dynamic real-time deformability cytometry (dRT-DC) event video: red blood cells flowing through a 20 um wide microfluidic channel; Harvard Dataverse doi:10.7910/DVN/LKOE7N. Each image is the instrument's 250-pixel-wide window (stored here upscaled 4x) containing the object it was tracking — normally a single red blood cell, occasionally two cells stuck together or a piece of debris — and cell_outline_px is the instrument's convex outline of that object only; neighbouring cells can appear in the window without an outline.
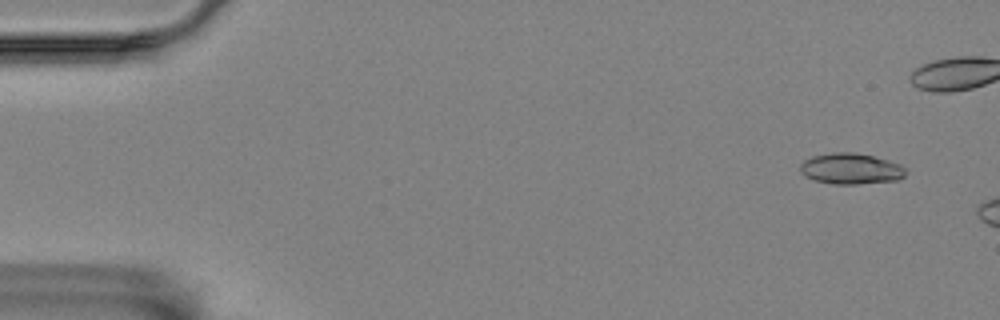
{"species": "Egyptian fruit bat (a non-hibernating species)", "species_latin": "Rousettus aegyptiacus", "temperature_condition": "room temperature", "stored_images_in_passage": 3, "camera_frame_rate_fps": 3000, "um_per_image_px": 0.085, "animal": {"sex": "female"}, "frame": {"image": 1, "passage_image": 1, "time_ms": 0.0, "image_size_px": [1000, 320], "cell_outline_px": [[908, 172], [900, 180], [856, 184], [832, 184], [812, 180], [804, 176], [800, 172], [800, 164], [804, 160], [812, 156], [832, 152], [852, 152], [872, 156], [888, 160], [900, 164]], "centroid_in_image_um": [72.31, 14.35], "position_along_channel_um": 12.7, "area_um2": 19.25}}